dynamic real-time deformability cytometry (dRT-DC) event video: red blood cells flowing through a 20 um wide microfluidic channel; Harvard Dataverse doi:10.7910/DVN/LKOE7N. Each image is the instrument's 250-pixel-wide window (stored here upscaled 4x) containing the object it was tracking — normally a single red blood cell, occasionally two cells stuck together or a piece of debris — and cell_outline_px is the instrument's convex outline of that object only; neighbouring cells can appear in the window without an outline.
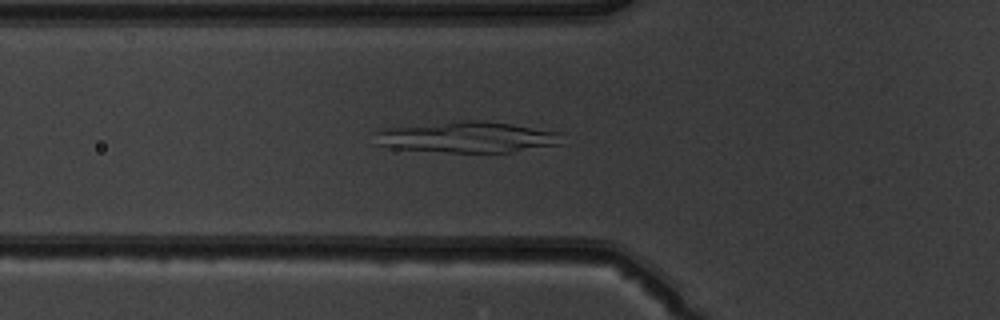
{"species": "common noctule bat (a hibernating species)", "species_latin": "Nyctalus noctula", "temperature_condition": "warm", "stored_images_in_passage": 39, "camera_frame_rate_fps": 3000, "um_per_image_px": 0.085, "animal": {"sex": "male", "body_mass_g": 19.5, "forearm_length_mm": 54.6}, "frame": {"image": 1, "passage_image": 6, "time_ms": 1.667, "image_size_px": [1000, 320], "cell_outline_px": [[568, 144], [512, 152], [448, 152], [392, 148], [372, 144], [372, 132], [380, 128], [464, 120], [484, 120], [512, 124], [564, 132]], "centroid_in_image_um": [39.76, 11.65], "position_along_channel_um": 86.0, "area_um2": 35.08}}
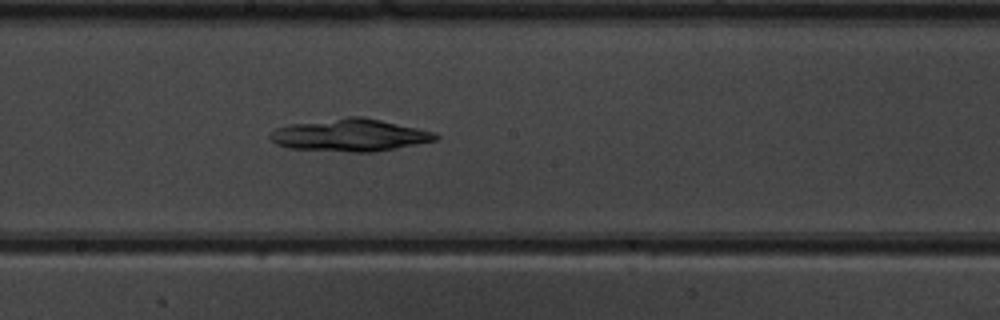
{"frame": {"image": 2, "passage_image": 16, "time_ms": 5.0, "image_size_px": [1000, 320], "cell_outline_px": [[440, 140], [396, 148], [372, 152], [352, 152], [288, 148], [276, 144], [268, 136], [276, 128], [288, 124], [348, 116], [360, 116], [380, 120], [436, 132], [440, 136]], "centroid_in_image_um": [29.77, 11.48], "position_along_channel_um": 218.4, "area_um2": 31.33}}
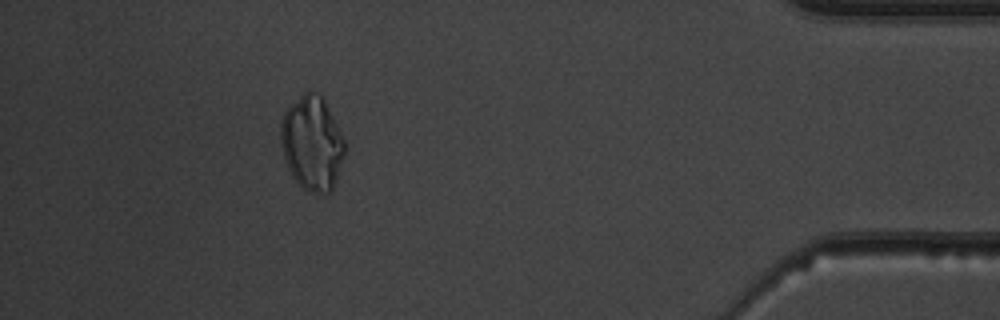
{"frame": {"image": 3, "passage_image": 34, "time_ms": 11.0, "image_size_px": [1000, 320], "cell_outline_px": [[348, 144], [336, 180], [332, 188], [328, 192], [308, 192], [292, 176], [284, 156], [280, 140], [280, 124], [284, 112], [308, 88], [316, 92], [324, 100]], "centroid_in_image_um": [26.55, 12.14], "position_along_channel_um": 408.7, "area_um2": 35.08}}